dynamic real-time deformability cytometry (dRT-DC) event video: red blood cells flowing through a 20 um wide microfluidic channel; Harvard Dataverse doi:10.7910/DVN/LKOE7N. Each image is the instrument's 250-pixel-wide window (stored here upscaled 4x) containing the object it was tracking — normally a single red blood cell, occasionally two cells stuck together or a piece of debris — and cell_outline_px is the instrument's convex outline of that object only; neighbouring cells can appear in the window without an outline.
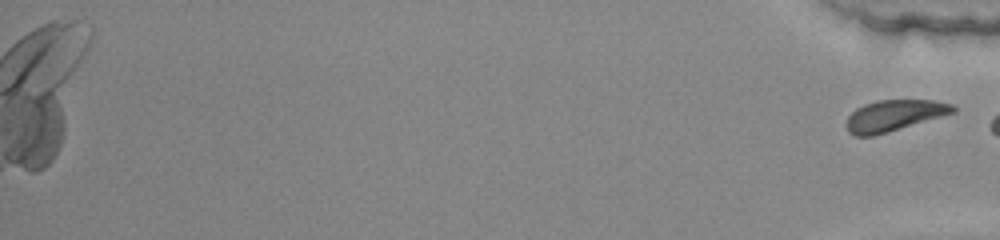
{"species": "common noctule bat (a hibernating species)", "species_latin": "Nyctalus noctula", "temperature_condition": "warm", "stored_images_in_passage": 44, "camera_frame_rate_fps": 3000, "um_per_image_px": 0.085, "animal": {"sex": "female", "body_mass_g": 22.0, "forearm_length_mm": 56.7}, "frame": {"image": 1, "passage_image": 44, "time_ms": 14.333, "image_size_px": [1000, 240], "cell_outline_px": [[956, 112], [872, 136], [856, 136], [848, 132], [844, 124], [848, 116], [856, 108], [864, 104], [876, 100], [932, 100], [952, 104], [956, 108]], "centroid_in_image_um": [75.95, 9.81], "position_along_channel_um": 359.2, "area_um2": 19.25}}